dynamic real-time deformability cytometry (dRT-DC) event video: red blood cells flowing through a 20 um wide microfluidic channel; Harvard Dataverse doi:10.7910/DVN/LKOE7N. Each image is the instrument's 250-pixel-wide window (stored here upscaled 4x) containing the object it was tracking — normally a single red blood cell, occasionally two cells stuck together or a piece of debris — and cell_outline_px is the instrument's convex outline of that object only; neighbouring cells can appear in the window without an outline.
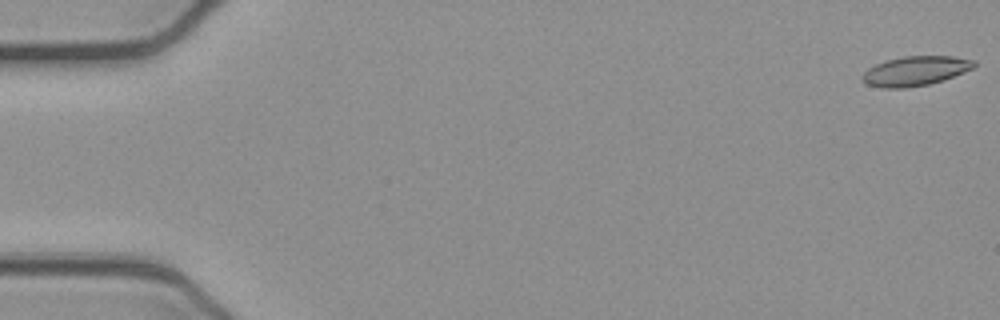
{"species": "common noctule bat (a hibernating species)", "species_latin": "Nyctalus noctula", "temperature_condition": "cold", "stored_images_in_passage": 53, "camera_frame_rate_fps": 3000, "um_per_image_px": 0.085, "animal": {"sex": "female", "body_mass_g": 21.9}, "frame": {"image": 1, "passage_image": 1, "time_ms": 0.0, "image_size_px": [1000, 320], "cell_outline_px": [[976, 64], [972, 68], [964, 72], [944, 80], [928, 84], [904, 88], [880, 88], [868, 84], [860, 80], [860, 76], [868, 68], [876, 64], [888, 60], [904, 56], [952, 56], [976, 60]], "centroid_in_image_um": [77.79, 6.03], "position_along_channel_um": 7.2, "area_um2": 19.25}}
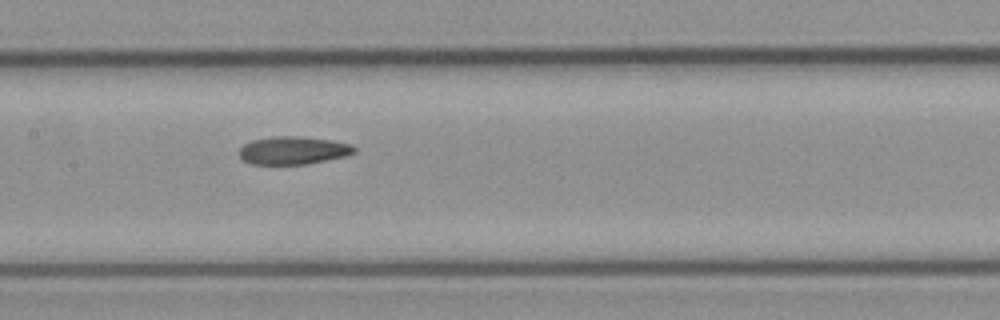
{"frame": {"image": 2, "passage_image": 26, "time_ms": 8.333, "image_size_px": [1000, 320], "cell_outline_px": [[356, 152], [348, 156], [308, 164], [248, 164], [240, 160], [236, 152], [244, 144], [252, 140], [272, 136], [300, 136], [328, 140], [352, 144], [356, 148]], "centroid_in_image_um": [24.88, 12.79], "position_along_channel_um": 182.5, "area_um2": 19.13}}
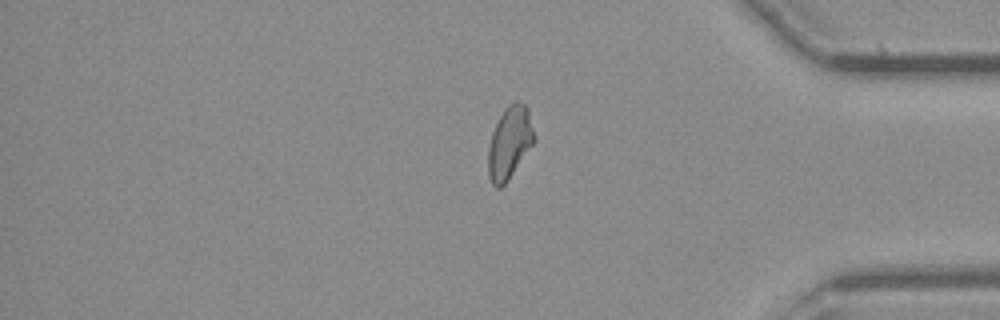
{"frame": {"image": 3, "passage_image": 44, "time_ms": 14.333, "image_size_px": [1000, 320], "cell_outline_px": [[536, 140], [508, 180], [500, 188], [496, 188], [492, 184], [488, 176], [488, 148], [492, 132], [504, 108], [508, 104], [516, 100], [524, 104], [528, 108]], "centroid_in_image_um": [43.31, 12.12], "position_along_channel_um": 391.9, "area_um2": 19.48}, "authors_computed_cell_mechanics": {"area_um2": 19.1896, "velocity_mm_per_s": 3.9085, "shape_relaxation_time_tau1_ms": null, "shape_relaxation_time_tau2_ms": 2.7786, "deformation_change_tau1": null, "deformation_change_tau2": 0.1013}}